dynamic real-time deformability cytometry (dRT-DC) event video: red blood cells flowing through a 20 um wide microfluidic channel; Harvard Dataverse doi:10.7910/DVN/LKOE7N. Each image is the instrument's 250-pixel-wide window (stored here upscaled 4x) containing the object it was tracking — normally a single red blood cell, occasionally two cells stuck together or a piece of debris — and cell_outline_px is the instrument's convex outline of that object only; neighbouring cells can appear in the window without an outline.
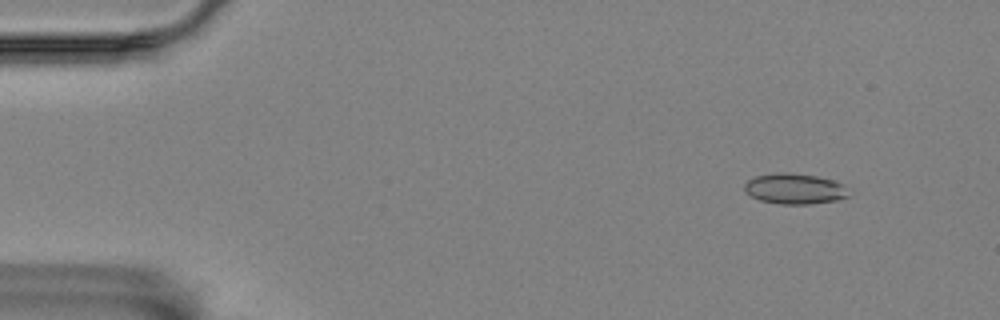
{"species": "Egyptian fruit bat (a non-hibernating species)", "species_latin": "Rousettus aegyptiacus", "temperature_condition": "room temperature", "stored_images_in_passage": 57, "camera_frame_rate_fps": 3000, "um_per_image_px": 0.085, "animal": {"sex": "female"}, "frame": {"image": 1, "passage_image": 5, "time_ms": 1.333, "image_size_px": [1000, 320], "cell_outline_px": [[848, 196], [836, 200], [812, 204], [780, 204], [760, 200], [744, 192], [744, 184], [748, 180], [756, 176], [776, 172], [788, 172], [816, 176], [832, 180], [844, 184]], "centroid_in_image_um": [67.51, 16.04], "position_along_channel_um": 17.5, "area_um2": 18.55}}
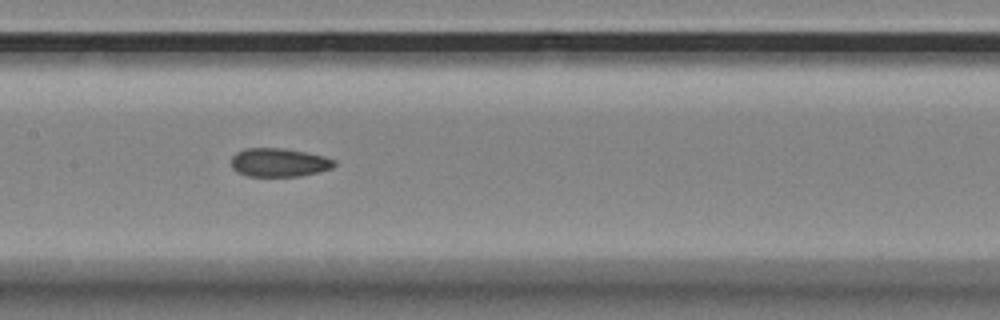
{"frame": {"image": 2, "passage_image": 27, "time_ms": 8.667, "image_size_px": [1000, 320], "cell_outline_px": [[336, 164], [332, 168], [300, 176], [248, 176], [236, 172], [232, 168], [232, 156], [236, 152], [244, 148], [284, 148], [324, 156], [336, 160]], "centroid_in_image_um": [23.7, 13.8], "position_along_channel_um": 183.7, "area_um2": 17.17}}
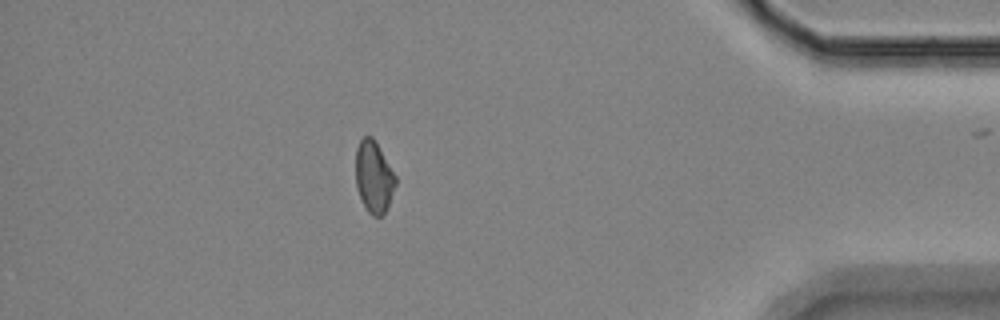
{"frame": {"image": 3, "passage_image": 49, "time_ms": 16.0, "image_size_px": [1000, 320], "cell_outline_px": [[396, 184], [388, 204], [384, 212], [380, 216], [372, 216], [368, 212], [356, 188], [356, 148], [360, 140], [364, 136], [372, 136], [396, 176]], "centroid_in_image_um": [31.76, 15.02], "position_along_channel_um": 403.4, "area_um2": 16.36}, "authors_computed_cell_mechanics": {"area_um2": 17.6868, "velocity_mm_per_s": 3.5477, "shape_relaxation_time_tau1_ms": null, "shape_relaxation_time_tau2_ms": 2.4496, "deformation_change_tau1": null, "deformation_change_tau2": 0.0737}}